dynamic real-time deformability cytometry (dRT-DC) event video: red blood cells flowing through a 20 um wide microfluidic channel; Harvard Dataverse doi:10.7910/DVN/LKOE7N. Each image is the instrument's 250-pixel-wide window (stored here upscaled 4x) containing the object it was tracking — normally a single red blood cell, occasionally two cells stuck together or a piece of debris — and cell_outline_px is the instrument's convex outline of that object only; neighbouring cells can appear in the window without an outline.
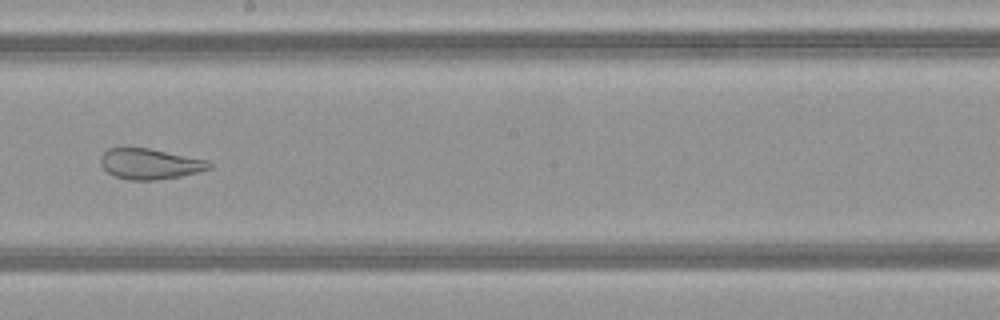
{"species": "common noctule bat (a hibernating species)", "species_latin": "Nyctalus noctula", "temperature_condition": "warm", "stored_images_in_passage": 45, "camera_frame_rate_fps": 3000, "um_per_image_px": 0.085, "animal": {"sex": "female", "body_mass_g": 21.9}, "frame": {"image": 1, "passage_image": 24, "time_ms": 7.667, "image_size_px": [1000, 320], "cell_outline_px": [[212, 168], [180, 176], [156, 180], [128, 180], [116, 176], [108, 172], [100, 164], [100, 156], [108, 148], [148, 148], [208, 160], [212, 164]], "centroid_in_image_um": [12.73, 13.93], "position_along_channel_um": 235.5, "area_um2": 19.25}}
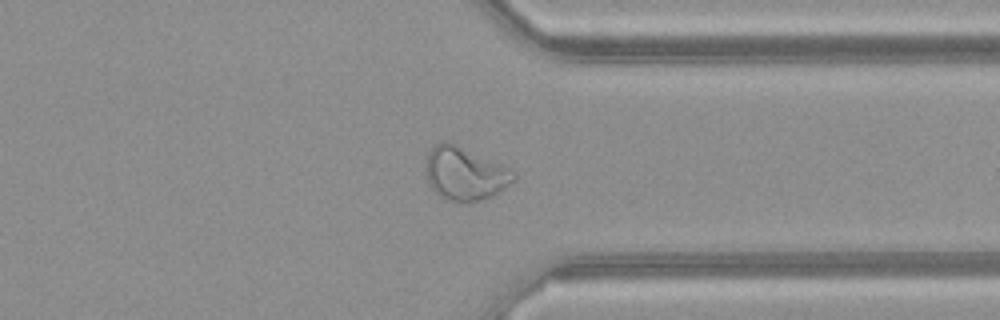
{"frame": {"image": 2, "passage_image": 34, "time_ms": 11.0, "image_size_px": [1000, 320], "cell_outline_px": [[516, 180], [492, 196], [468, 204], [448, 200], [440, 196], [428, 184], [424, 168], [428, 152], [440, 140], [448, 140], [512, 168], [516, 172]], "centroid_in_image_um": [39.52, 14.74], "position_along_channel_um": 371.9, "area_um2": 27.98}}
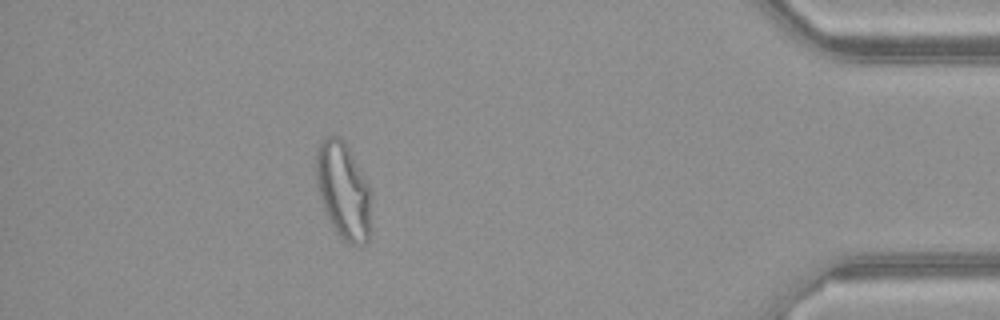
{"frame": {"image": 3, "passage_image": 40, "time_ms": 13.0, "image_size_px": [1000, 320], "cell_outline_px": [[372, 192], [368, 240], [364, 244], [356, 248], [348, 244], [336, 232], [324, 212], [316, 180], [316, 148], [324, 136], [340, 136], [344, 140], [368, 184]], "centroid_in_image_um": [29.18, 16.22], "position_along_channel_um": 406.0, "area_um2": 31.44}, "authors_computed_cell_mechanics": {"area_um2": 29.2468, "velocity_mm_per_s": 4.1472, "shape_relaxation_time_tau1_ms": null, "shape_relaxation_time_tau2_ms": 1.0624, "deformation_change_tau1": null, "deformation_change_tau2": 0.0845}}